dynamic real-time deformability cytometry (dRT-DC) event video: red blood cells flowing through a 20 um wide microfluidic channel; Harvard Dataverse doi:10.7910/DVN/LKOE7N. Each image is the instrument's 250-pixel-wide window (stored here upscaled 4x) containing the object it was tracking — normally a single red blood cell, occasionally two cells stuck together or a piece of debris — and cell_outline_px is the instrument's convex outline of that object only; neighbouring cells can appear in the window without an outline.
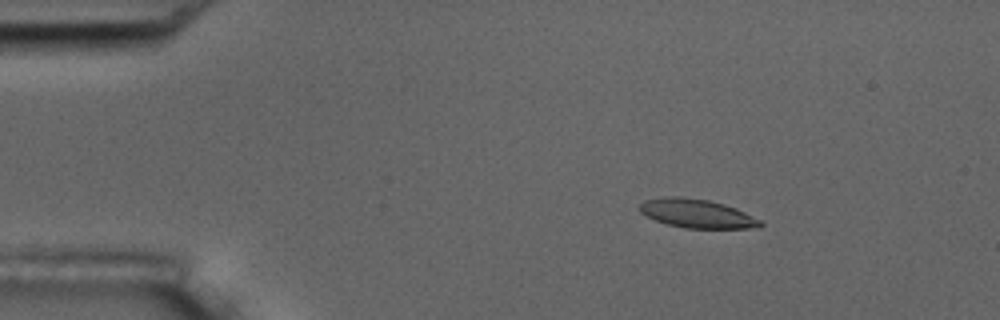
{"species": "common noctule bat (a hibernating species)", "species_latin": "Nyctalus noctula", "temperature_condition": "room temperature", "stored_images_in_passage": 5, "camera_frame_rate_fps": 3000, "um_per_image_px": 0.085, "animal": {"sex": "male", "body_mass_g": 17.5, "forearm_length_mm": 52.3}, "frame": {"image": 1, "passage_image": 2, "time_ms": 1.0, "image_size_px": [1000, 320], "cell_outline_px": [[764, 224], [760, 228], [684, 228], [668, 224], [656, 220], [640, 212], [640, 204], [644, 200], [668, 196], [676, 196], [708, 200], [724, 204], [736, 208], [760, 220]], "centroid_in_image_um": [59.26, 18.15], "position_along_channel_um": 25.7, "area_um2": 20.06}}
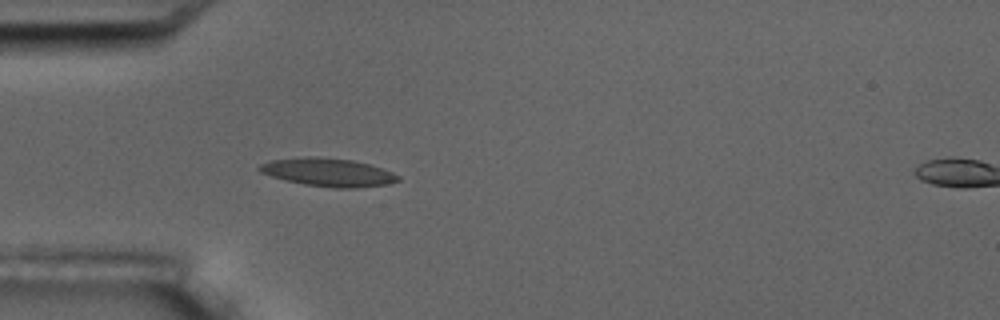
{"frame": {"image": 2, "passage_image": 4, "time_ms": 3.667, "image_size_px": [1000, 320], "cell_outline_px": [[400, 180], [388, 184], [356, 188], [332, 188], [304, 184], [272, 176], [260, 172], [256, 168], [260, 164], [272, 160], [308, 156], [312, 156], [352, 160], [368, 164], [392, 172], [400, 176]], "centroid_in_image_um": [27.9, 14.65], "position_along_channel_um": 57.1, "area_um2": 22.6}}